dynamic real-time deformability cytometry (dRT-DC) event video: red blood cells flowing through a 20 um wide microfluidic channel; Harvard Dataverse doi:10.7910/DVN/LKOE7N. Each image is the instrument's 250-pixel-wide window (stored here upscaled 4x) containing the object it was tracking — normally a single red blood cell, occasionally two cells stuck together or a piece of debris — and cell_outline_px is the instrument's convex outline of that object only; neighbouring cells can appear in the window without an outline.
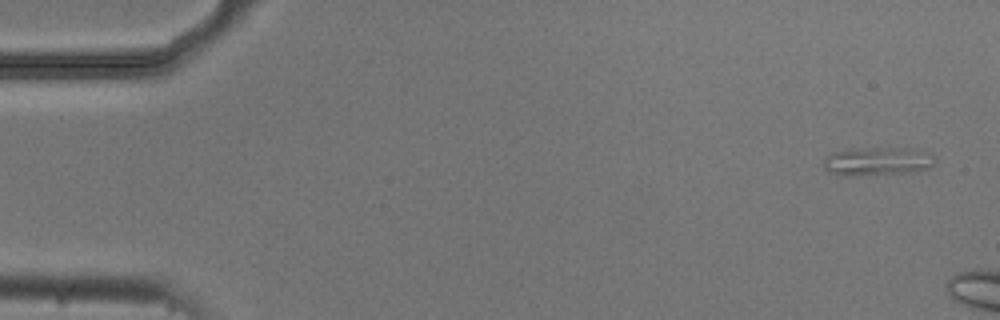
{"species": "common noctule bat (a hibernating species)", "species_latin": "Nyctalus noctula", "temperature_condition": "cold", "stored_images_in_passage": 7, "camera_frame_rate_fps": 3000, "um_per_image_px": 0.085, "animal": {"sex": "male", "body_mass_g": 20.5, "forearm_length_mm": 52.5}, "frame": {"image": 1, "passage_image": 1, "time_ms": 0.0, "image_size_px": [1000, 320], "cell_outline_px": [[936, 164], [928, 168], [908, 172], [856, 176], [848, 176], [828, 172], [824, 168], [824, 160], [828, 156], [836, 152], [872, 148], [904, 148], [932, 152], [936, 156]], "centroid_in_image_um": [74.67, 13.72], "position_along_channel_um": 10.3, "area_um2": 18.26}}